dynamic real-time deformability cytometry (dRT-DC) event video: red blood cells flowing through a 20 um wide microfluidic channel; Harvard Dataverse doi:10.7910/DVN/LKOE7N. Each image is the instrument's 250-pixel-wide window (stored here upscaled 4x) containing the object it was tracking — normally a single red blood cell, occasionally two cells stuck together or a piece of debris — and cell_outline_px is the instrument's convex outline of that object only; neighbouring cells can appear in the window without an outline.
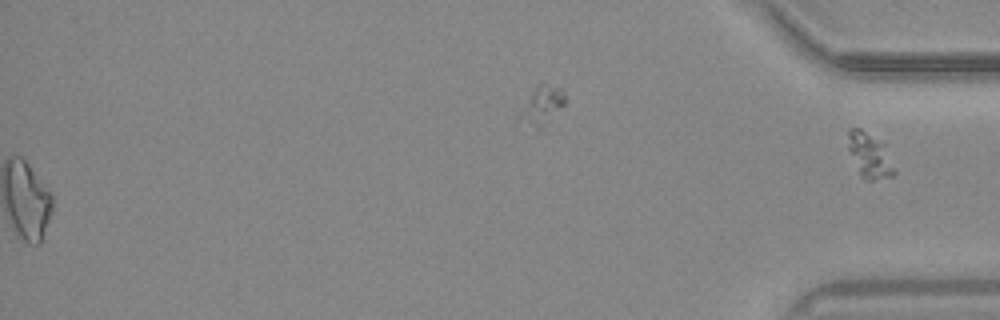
{"species": "common noctule bat (a hibernating species)", "species_latin": "Nyctalus noctula", "temperature_condition": "warm", "stored_images_in_passage": 55, "segment_of_instrument_passage": [2, 2], "camera_frame_rate_fps": 3000, "um_per_image_px": 0.085, "animal": {"sex": "male", "body_mass_g": 20.4}, "frame": {"image": 1, "passage_image": 55, "time_ms": 18.0, "image_size_px": [1000, 320], "cell_outline_px": [[896, 172], [892, 176], [872, 180], [864, 180], [860, 176], [848, 148], [848, 128], [860, 128], [884, 144]], "centroid_in_image_um": [73.9, 13.22], "position_along_channel_um": 361.3, "area_um2": 11.96}}